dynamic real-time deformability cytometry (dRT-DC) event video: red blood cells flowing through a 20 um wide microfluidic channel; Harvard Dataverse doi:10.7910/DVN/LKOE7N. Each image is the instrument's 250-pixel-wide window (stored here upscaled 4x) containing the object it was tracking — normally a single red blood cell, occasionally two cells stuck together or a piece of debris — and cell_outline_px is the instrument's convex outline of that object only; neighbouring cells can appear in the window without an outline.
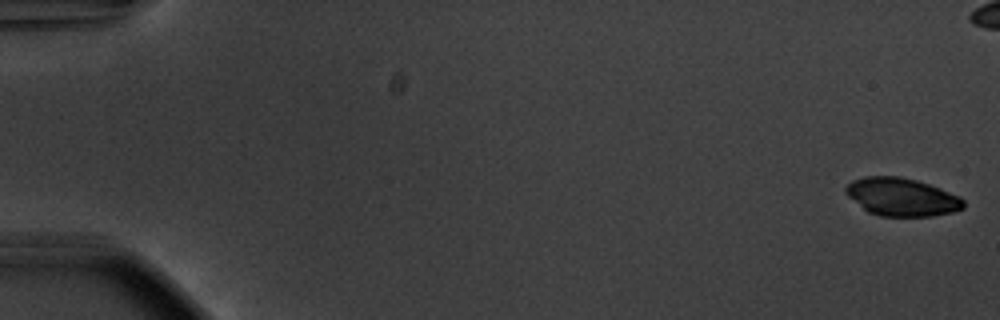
{"species": "common noctule bat (a hibernating species)", "species_latin": "Nyctalus noctula", "temperature_condition": "warm", "stored_images_in_passage": 56, "camera_frame_rate_fps": 3000, "um_per_image_px": 0.085, "animal": {"sex": "male", "body_mass_g": 20.1, "forearm_length_mm": 53.5}, "frame": {"image": 1, "passage_image": 1, "time_ms": 0.0, "image_size_px": [1000, 320], "cell_outline_px": [[964, 208], [952, 212], [932, 216], [880, 216], [868, 212], [848, 196], [844, 192], [844, 188], [852, 180], [864, 176], [900, 176], [916, 180], [940, 188], [960, 196], [964, 200]], "centroid_in_image_um": [76.64, 16.74], "position_along_channel_um": 8.4, "area_um2": 26.13}}
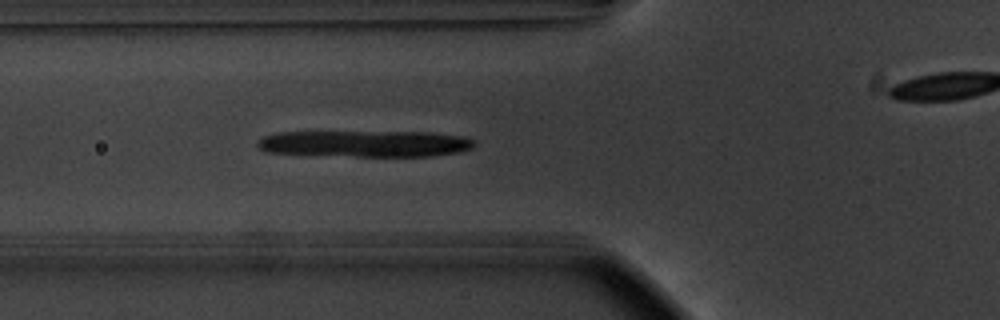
{"frame": {"image": 2, "passage_image": 21, "time_ms": 6.667, "image_size_px": [1000, 320], "cell_outline_px": [[476, 144], [472, 148], [460, 152], [432, 156], [356, 156], [264, 152], [256, 144], [256, 140], [264, 136], [280, 132], [432, 132], [464, 136], [476, 140]], "centroid_in_image_um": [31.09, 12.21], "position_along_channel_um": 94.7, "area_um2": 33.58}}
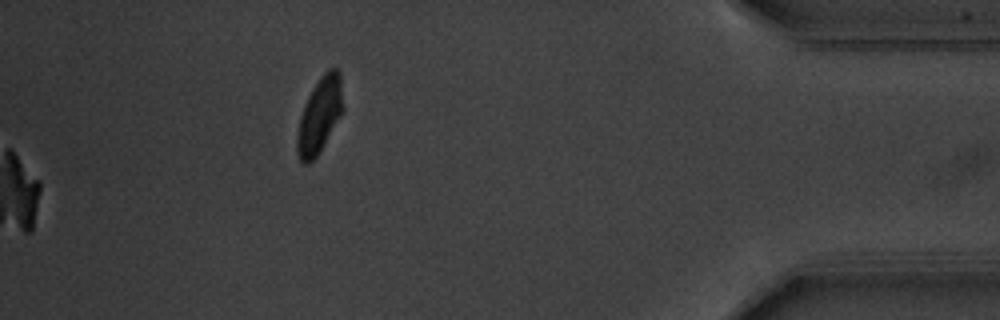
{"frame": {"image": 3, "passage_image": 56, "time_ms": 18.333, "image_size_px": [1000, 320], "cell_outline_px": [[344, 112], [320, 152], [308, 164], [304, 164], [300, 160], [296, 152], [296, 136], [300, 116], [304, 104], [312, 88], [324, 72], [328, 68], [336, 68], [340, 72], [344, 108]], "centroid_in_image_um": [27.18, 9.81], "position_along_channel_um": 408.0, "area_um2": 20.63}}